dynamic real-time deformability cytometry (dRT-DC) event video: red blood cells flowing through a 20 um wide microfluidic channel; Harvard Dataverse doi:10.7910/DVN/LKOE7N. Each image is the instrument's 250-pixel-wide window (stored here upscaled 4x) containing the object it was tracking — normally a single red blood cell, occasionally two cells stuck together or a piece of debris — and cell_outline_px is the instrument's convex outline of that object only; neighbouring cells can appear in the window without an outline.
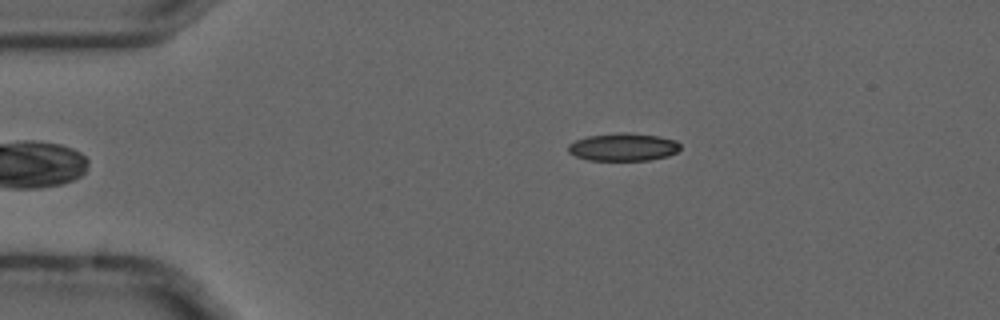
{"species": "common noctule bat (a hibernating species)", "species_latin": "Nyctalus noctula", "temperature_condition": "cold", "stored_images_in_passage": 5, "camera_frame_rate_fps": 3000, "um_per_image_px": 0.085, "animal": {"sex": "male", "forearm_length_mm": 52.5}, "frame": {"image": 1, "passage_image": 5, "time_ms": 1.333, "image_size_px": [1000, 320], "cell_outline_px": [[680, 148], [676, 152], [668, 156], [648, 160], [588, 160], [576, 156], [568, 152], [568, 144], [576, 140], [588, 136], [624, 132], [628, 132], [660, 136], [676, 140], [680, 144]], "centroid_in_image_um": [52.99, 12.49], "position_along_channel_um": 32.0, "area_um2": 18.15}}